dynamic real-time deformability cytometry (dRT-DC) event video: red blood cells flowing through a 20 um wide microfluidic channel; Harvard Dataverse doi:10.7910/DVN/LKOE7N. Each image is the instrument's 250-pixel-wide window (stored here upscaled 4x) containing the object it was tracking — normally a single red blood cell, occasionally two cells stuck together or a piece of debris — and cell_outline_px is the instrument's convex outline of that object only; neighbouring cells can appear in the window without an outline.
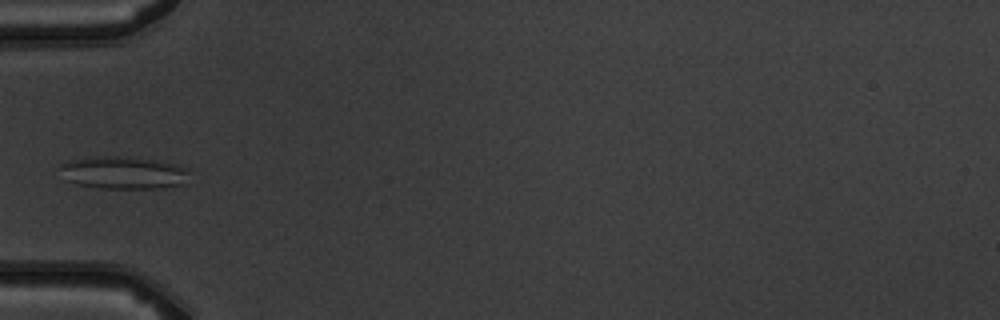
{"species": "common noctule bat (a hibernating species)", "species_latin": "Nyctalus noctula", "temperature_condition": "warm", "stored_images_in_passage": 7, "camera_frame_rate_fps": 3000, "um_per_image_px": 0.085, "animal": {"sex": "male", "body_mass_g": 19.5, "forearm_length_mm": 54.6}, "frame": {"image": 1, "passage_image": 5, "time_ms": 5.667, "image_size_px": [1000, 320], "cell_outline_px": [[188, 184], [160, 188], [100, 188], [76, 184], [64, 180], [60, 168], [60, 164], [72, 160], [96, 156], [132, 156], [156, 160], [176, 164], [188, 168]], "centroid_in_image_um": [10.52, 14.68], "position_along_channel_um": 74.5, "area_um2": 24.97}}
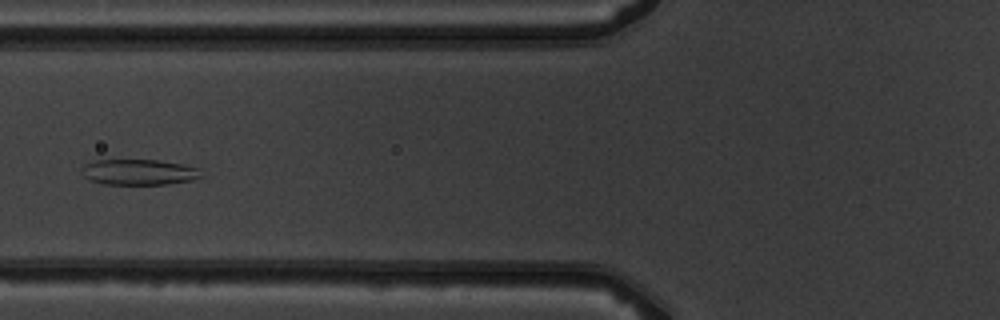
{"frame": {"image": 2, "passage_image": 6, "time_ms": 6.667, "image_size_px": [1000, 320], "cell_outline_px": [[204, 176], [192, 180], [164, 184], [104, 184], [88, 180], [80, 172], [80, 168], [84, 164], [96, 160], [156, 160], [180, 164], [200, 168]], "centroid_in_image_um": [11.78, 14.63], "position_along_channel_um": 114.0, "area_um2": 17.98}}